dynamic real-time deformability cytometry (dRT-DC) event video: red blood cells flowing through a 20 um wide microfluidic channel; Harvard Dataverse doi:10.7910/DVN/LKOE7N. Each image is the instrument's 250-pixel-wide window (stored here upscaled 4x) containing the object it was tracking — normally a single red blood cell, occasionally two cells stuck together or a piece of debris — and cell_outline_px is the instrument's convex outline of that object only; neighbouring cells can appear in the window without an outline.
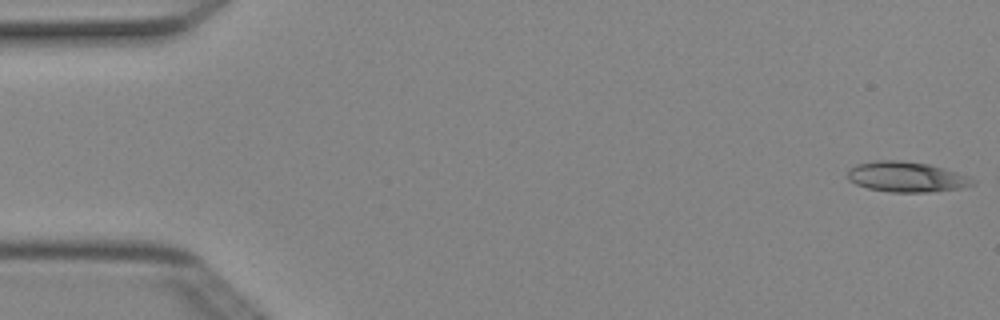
{"species": "Egyptian fruit bat (a non-hibernating species)", "species_latin": "Rousettus aegyptiacus", "temperature_condition": "cold", "stored_images_in_passage": 6, "camera_frame_rate_fps": 3000, "um_per_image_px": 0.085, "animal": {"sex": "female"}, "frame": {"image": 1, "passage_image": 1, "time_ms": 0.0, "image_size_px": [1000, 320], "cell_outline_px": [[976, 184], [960, 188], [928, 192], [888, 192], [868, 188], [856, 184], [848, 180], [848, 168], [856, 164], [876, 160], [900, 160], [928, 164], [944, 168], [968, 176], [976, 180]], "centroid_in_image_um": [77.04, 15.03], "position_along_channel_um": 8.0, "area_um2": 22.2}}